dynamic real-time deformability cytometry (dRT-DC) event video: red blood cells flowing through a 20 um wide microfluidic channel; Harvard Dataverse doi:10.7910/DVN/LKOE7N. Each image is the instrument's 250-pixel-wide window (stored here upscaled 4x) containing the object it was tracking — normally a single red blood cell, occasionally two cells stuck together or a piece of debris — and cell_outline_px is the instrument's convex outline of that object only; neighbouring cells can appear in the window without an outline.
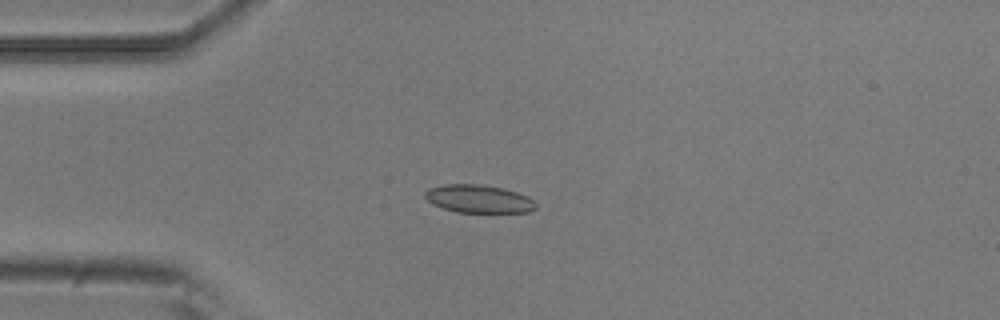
{"species": "common noctule bat (a hibernating species)", "species_latin": "Nyctalus noctula", "temperature_condition": "room temperature", "stored_images_in_passage": 4, "camera_frame_rate_fps": 3000, "um_per_image_px": 0.085, "animal": {"sex": "male", "body_mass_g": 20.5, "forearm_length_mm": 52.5}, "frame": {"image": 1, "passage_image": 3, "time_ms": 0.667, "image_size_px": [1000, 320], "cell_outline_px": [[536, 208], [528, 212], [456, 212], [432, 204], [424, 196], [424, 192], [428, 188], [444, 184], [484, 184], [504, 188], [528, 196], [536, 204]], "centroid_in_image_um": [40.67, 16.89], "position_along_channel_um": 44.3, "area_um2": 18.15}}